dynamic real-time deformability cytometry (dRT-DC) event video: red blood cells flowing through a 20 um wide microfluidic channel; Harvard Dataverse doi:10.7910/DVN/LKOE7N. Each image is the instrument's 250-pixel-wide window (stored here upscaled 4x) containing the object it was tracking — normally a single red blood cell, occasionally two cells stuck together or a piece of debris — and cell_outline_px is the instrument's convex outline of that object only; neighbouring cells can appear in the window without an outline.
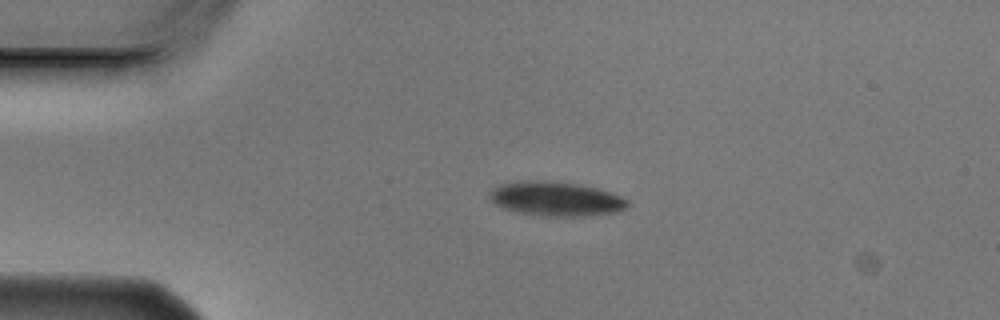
{"species": "Egyptian fruit bat (a non-hibernating species)", "species_latin": "Rousettus aegyptiacus", "temperature_condition": "cold", "stored_images_in_passage": 3, "camera_frame_rate_fps": 3000, "um_per_image_px": 0.085, "animal": {"sex": "male"}, "frame": {"image": 1, "passage_image": 2, "time_ms": 0.333, "image_size_px": [1000, 320], "cell_outline_px": [[628, 204], [624, 208], [616, 212], [584, 216], [544, 216], [520, 212], [504, 208], [496, 204], [488, 196], [488, 192], [500, 184], [528, 180], [548, 180], [580, 184], [596, 188], [620, 196], [628, 200]], "centroid_in_image_um": [47.24, 16.89], "position_along_channel_um": 37.8, "area_um2": 27.4}}